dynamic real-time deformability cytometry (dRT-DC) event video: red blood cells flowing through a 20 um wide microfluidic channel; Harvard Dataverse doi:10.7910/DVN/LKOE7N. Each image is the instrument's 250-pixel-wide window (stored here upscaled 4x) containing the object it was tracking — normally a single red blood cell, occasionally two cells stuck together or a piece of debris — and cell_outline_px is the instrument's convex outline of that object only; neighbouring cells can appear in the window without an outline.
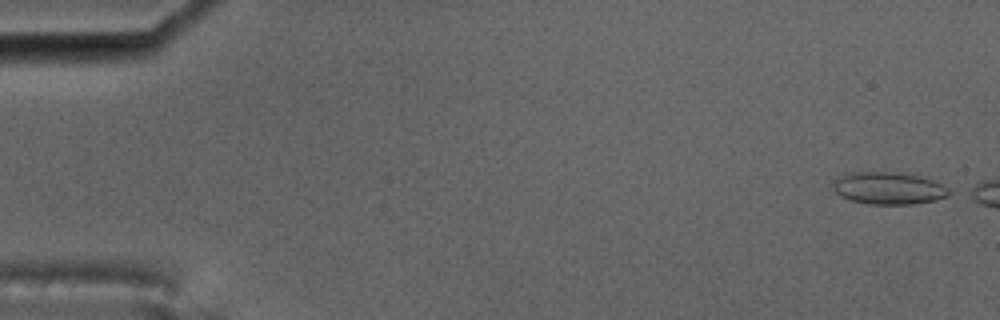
{"species": "common noctule bat (a hibernating species)", "species_latin": "Nyctalus noctula", "temperature_condition": "cold", "stored_images_in_passage": 50, "camera_frame_rate_fps": 3000, "um_per_image_px": 0.085, "animal": {"sex": "male", "body_mass_g": 17.5, "forearm_length_mm": 52.3}, "frame": {"image": 1, "passage_image": 1, "time_ms": 0.0, "image_size_px": [1000, 320], "cell_outline_px": [[956, 192], [948, 196], [936, 200], [912, 204], [868, 204], [852, 200], [840, 196], [832, 188], [832, 184], [844, 172], [896, 172], [920, 176], [932, 180]], "centroid_in_image_um": [75.54, 15.99], "position_along_channel_um": 9.5, "area_um2": 21.96}}
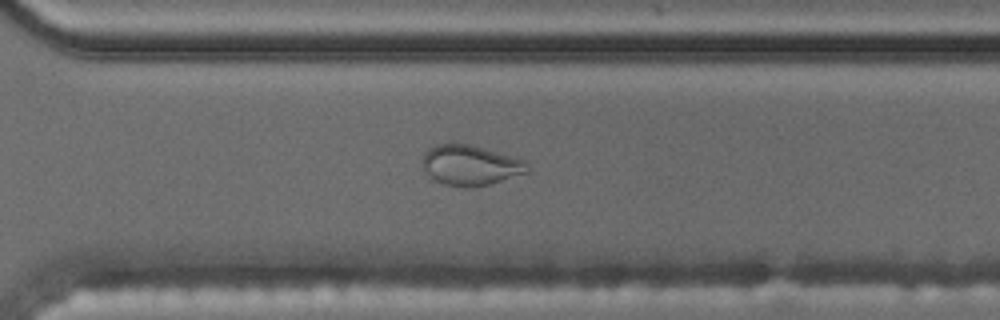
{"frame": {"image": 2, "passage_image": 40, "time_ms": 13.0, "image_size_px": [1000, 320], "cell_outline_px": [[528, 172], [488, 184], [472, 188], [464, 188], [444, 184], [432, 180], [424, 172], [420, 164], [424, 152], [432, 144], [468, 144], [484, 148], [512, 156], [524, 160], [528, 164]], "centroid_in_image_um": [39.89, 14.05], "position_along_channel_um": 330.7, "area_um2": 24.91}}
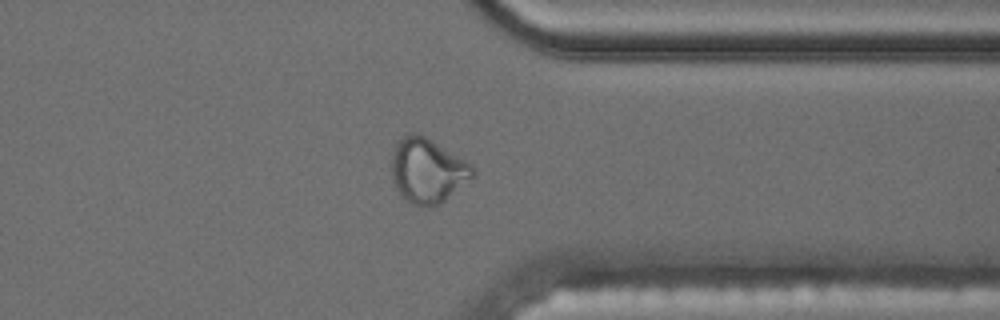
{"frame": {"image": 3, "passage_image": 44, "time_ms": 14.333, "image_size_px": [1000, 320], "cell_outline_px": [[476, 172], [472, 176], [440, 204], [428, 208], [420, 208], [412, 204], [396, 188], [392, 180], [392, 152], [396, 144], [408, 132], [420, 132], [464, 160]], "centroid_in_image_um": [36.29, 14.49], "position_along_channel_um": 375.1, "area_um2": 30.23}, "authors_computed_cell_mechanics": {"area_um2": 19.941, "velocity_mm_per_s": 3.5319, "shape_relaxation_time_tau1_ms": null, "shape_relaxation_time_tau2_ms": 1.3593, "deformation_change_tau1": null, "deformation_change_tau2": 0.0688}}